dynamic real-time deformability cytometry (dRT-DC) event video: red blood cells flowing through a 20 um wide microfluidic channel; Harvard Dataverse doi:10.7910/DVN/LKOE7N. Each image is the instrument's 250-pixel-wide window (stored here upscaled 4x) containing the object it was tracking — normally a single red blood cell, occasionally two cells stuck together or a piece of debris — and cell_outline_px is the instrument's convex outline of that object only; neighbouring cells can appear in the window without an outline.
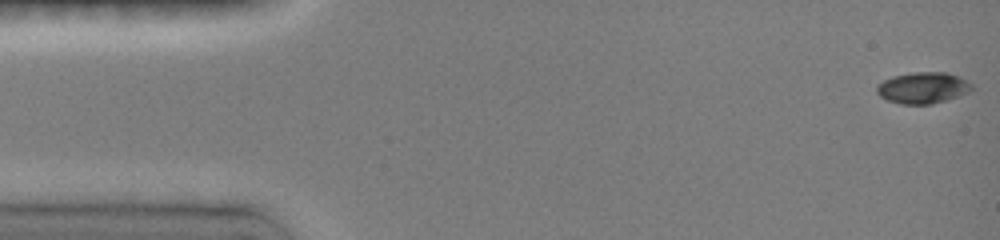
{"species": "common noctule bat (a hibernating species)", "species_latin": "Nyctalus noctula", "temperature_condition": "room temperature", "stored_images_in_passage": 9, "camera_frame_rate_fps": 3000, "um_per_image_px": 0.085, "animal": {"sex": "female", "body_mass_g": 19.0, "forearm_length_mm": 51.5}, "frame": {"image": 1, "passage_image": 1, "time_ms": 0.0, "image_size_px": [1000, 240], "cell_outline_px": [[972, 88], [968, 92], [932, 104], [900, 104], [888, 100], [880, 96], [876, 92], [876, 84], [892, 76], [912, 72], [948, 72], [972, 84]], "centroid_in_image_um": [78.38, 7.46], "position_along_channel_um": 6.6, "area_um2": 17.17}}
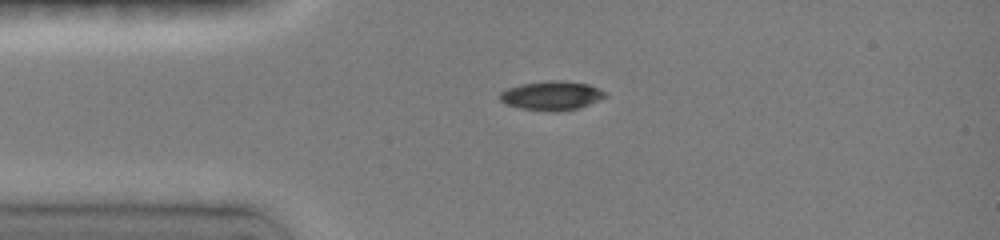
{"frame": {"image": 2, "passage_image": 7, "time_ms": 3.333, "image_size_px": [1000, 240], "cell_outline_px": [[608, 96], [580, 108], [556, 112], [552, 112], [520, 108], [508, 104], [500, 100], [500, 92], [508, 88], [520, 84], [552, 80], [564, 80], [588, 84], [600, 88], [608, 92]], "centroid_in_image_um": [46.95, 8.12], "position_along_channel_um": 38.1, "area_um2": 18.03}}